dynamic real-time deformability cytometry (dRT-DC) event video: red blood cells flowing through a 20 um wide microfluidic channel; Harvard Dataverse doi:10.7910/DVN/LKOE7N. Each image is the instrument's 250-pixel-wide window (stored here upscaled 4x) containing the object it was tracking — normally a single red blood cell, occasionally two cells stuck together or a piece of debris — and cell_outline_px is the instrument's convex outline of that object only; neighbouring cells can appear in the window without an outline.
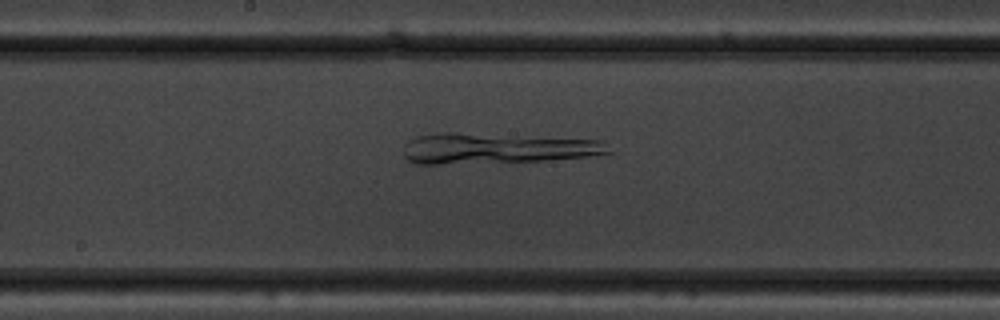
{"species": "common noctule bat (a hibernating species)", "species_latin": "Nyctalus noctula", "temperature_condition": "warm", "stored_images_in_passage": 54, "camera_frame_rate_fps": 3000, "um_per_image_px": 0.085, "animal": {"sex": "male", "body_mass_g": 19.5, "forearm_length_mm": 54.6}, "frame": {"image": 1, "passage_image": 29, "time_ms": 9.333, "image_size_px": [1000, 320], "cell_outline_px": [[612, 152], [588, 156], [544, 160], [436, 164], [416, 164], [408, 160], [404, 156], [404, 144], [408, 140], [416, 136], [436, 132], [456, 132], [604, 140]], "centroid_in_image_um": [42.16, 12.59], "position_along_channel_um": 206.0, "area_um2": 36.59}}
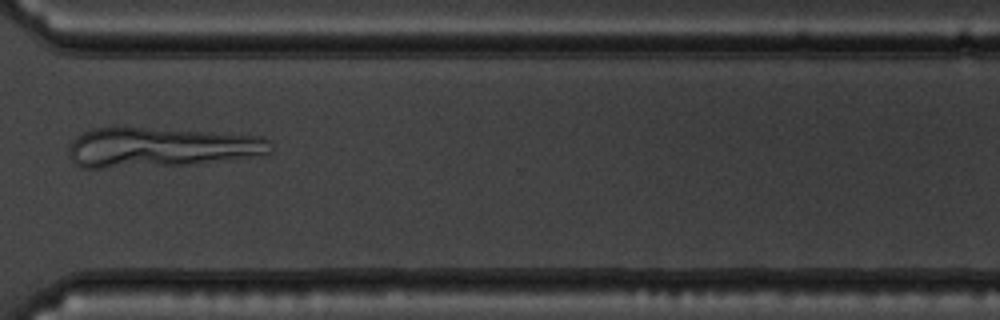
{"frame": {"image": 2, "passage_image": 41, "time_ms": 13.333, "image_size_px": [1000, 320], "cell_outline_px": [[272, 152], [264, 156], [184, 164], [104, 168], [80, 168], [72, 160], [68, 152], [72, 140], [76, 136], [92, 128], [116, 124], [260, 136], [272, 140]], "centroid_in_image_um": [13.63, 12.48], "position_along_channel_um": 357.0, "area_um2": 47.92}}
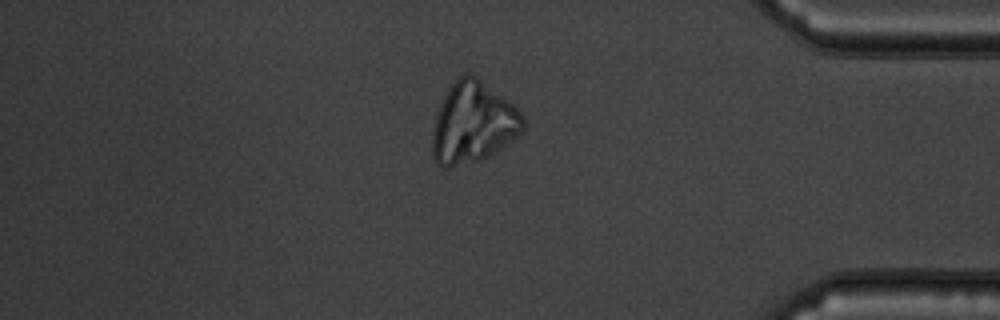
{"frame": {"image": 3, "passage_image": 46, "time_ms": 15.0, "image_size_px": [1000, 320], "cell_outline_px": [[524, 132], [488, 156], [480, 160], [448, 168], [440, 168], [436, 164], [432, 156], [432, 136], [436, 116], [440, 104], [444, 96], [452, 84], [464, 72], [468, 72], [476, 76], [512, 104], [524, 116]], "centroid_in_image_um": [40.19, 10.46], "position_along_channel_um": 395.0, "area_um2": 42.66}}